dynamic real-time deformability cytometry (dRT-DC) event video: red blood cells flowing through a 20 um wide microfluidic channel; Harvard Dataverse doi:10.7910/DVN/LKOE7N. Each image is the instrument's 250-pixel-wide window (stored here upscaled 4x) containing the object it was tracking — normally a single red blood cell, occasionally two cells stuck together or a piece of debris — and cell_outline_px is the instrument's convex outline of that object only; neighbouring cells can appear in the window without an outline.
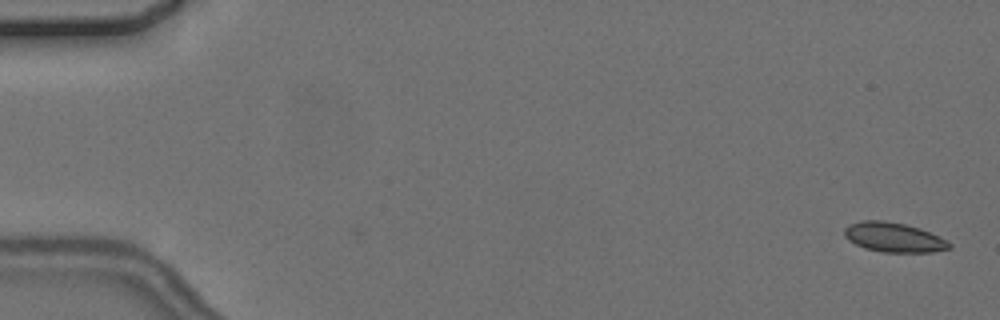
{"species": "common noctule bat (a hibernating species)", "species_latin": "Nyctalus noctula", "temperature_condition": "cold", "stored_images_in_passage": 2, "camera_frame_rate_fps": 3000, "um_per_image_px": 0.085, "animal": {"sex": "female", "body_mass_g": 24.6, "forearm_length_mm": 56.2}, "frame": {"image": 1, "passage_image": 1, "time_ms": 0.0, "image_size_px": [1000, 320], "cell_outline_px": [[952, 248], [932, 252], [880, 252], [864, 248], [848, 240], [844, 236], [844, 228], [848, 224], [860, 220], [880, 220], [904, 224], [920, 228], [952, 244]], "centroid_in_image_um": [75.91, 20.17], "position_along_channel_um": 9.1, "area_um2": 18.03}}